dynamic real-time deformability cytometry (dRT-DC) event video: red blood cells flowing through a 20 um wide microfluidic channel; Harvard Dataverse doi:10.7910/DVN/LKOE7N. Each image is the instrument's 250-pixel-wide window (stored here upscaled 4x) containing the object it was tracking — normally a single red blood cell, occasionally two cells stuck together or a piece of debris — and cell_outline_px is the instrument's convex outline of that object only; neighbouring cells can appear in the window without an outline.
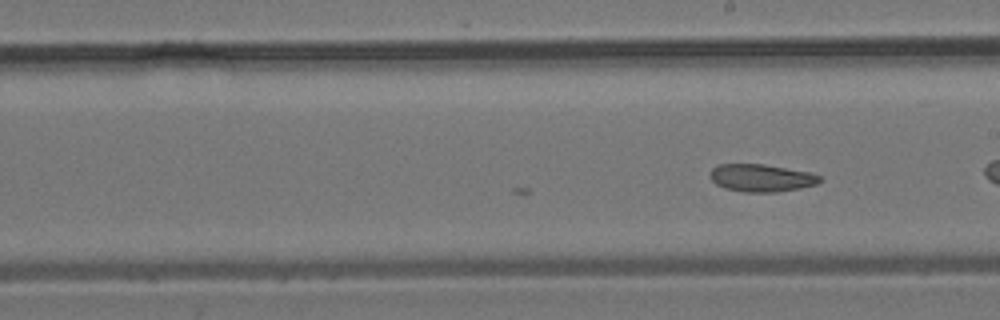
{"species": "common noctule bat (a hibernating species)", "species_latin": "Nyctalus noctula", "temperature_condition": "room temperature", "stored_images_in_passage": 18, "camera_frame_rate_fps": 3000, "um_per_image_px": 0.085, "animal": {"sex": "male", "body_mass_g": 19.2, "forearm_length_mm": 51.8}, "frame": {"image": 1, "passage_image": 18, "time_ms": 5.667, "image_size_px": [1000, 320], "cell_outline_px": [[824, 180], [816, 184], [800, 188], [776, 192], [744, 192], [724, 188], [716, 184], [712, 180], [712, 168], [716, 164], [764, 164], [812, 172], [820, 176]], "centroid_in_image_um": [64.76, 15.12], "position_along_channel_um": 224.2, "area_um2": 17.69}}